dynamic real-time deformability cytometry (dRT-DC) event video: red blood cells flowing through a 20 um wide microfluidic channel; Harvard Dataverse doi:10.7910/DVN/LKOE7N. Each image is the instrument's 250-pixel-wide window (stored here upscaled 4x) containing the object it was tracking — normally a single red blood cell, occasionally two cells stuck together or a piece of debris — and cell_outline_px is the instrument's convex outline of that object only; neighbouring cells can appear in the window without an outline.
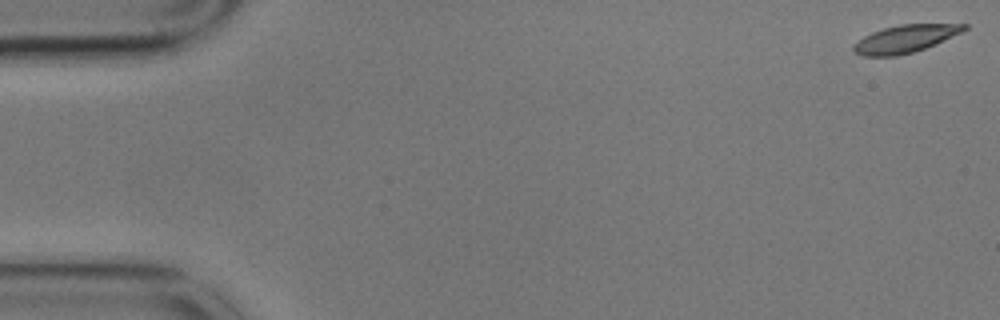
{"species": "common noctule bat (a hibernating species)", "species_latin": "Nyctalus noctula", "temperature_condition": "cold", "stored_images_in_passage": 57, "camera_frame_rate_fps": 3000, "um_per_image_px": 0.085, "animal": {"sex": "male", "body_mass_g": 17.9}, "frame": {"image": 1, "passage_image": 1, "time_ms": 0.0, "image_size_px": [1000, 320], "cell_outline_px": [[968, 28], [960, 32], [924, 48], [912, 52], [896, 56], [864, 56], [856, 52], [852, 48], [864, 36], [872, 32], [884, 28], [900, 24], [968, 24]], "centroid_in_image_um": [76.92, 3.29], "position_along_channel_um": 8.1, "area_um2": 17.22}}
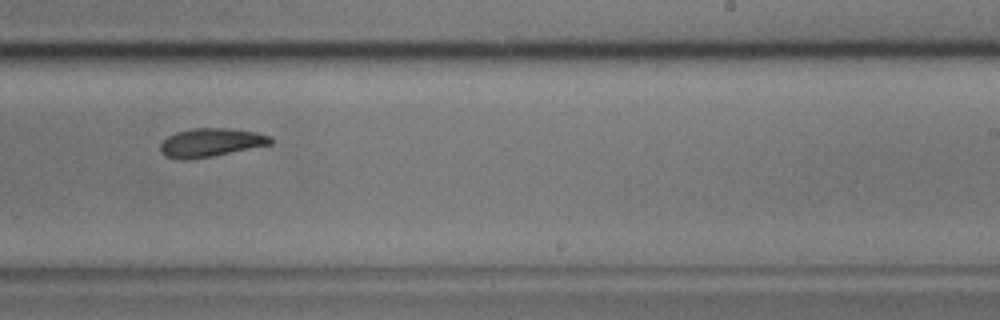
{"frame": {"image": 2, "passage_image": 35, "time_ms": 11.333, "image_size_px": [1000, 320], "cell_outline_px": [[272, 144], [212, 156], [188, 160], [180, 160], [164, 156], [160, 152], [160, 144], [168, 136], [176, 132], [192, 128], [228, 128], [256, 132], [272, 136]], "centroid_in_image_um": [17.89, 12.12], "position_along_channel_um": 271.1, "area_um2": 18.44}}
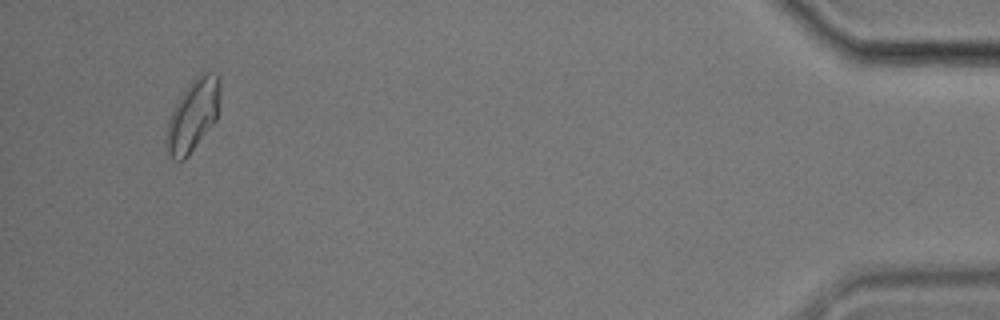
{"frame": {"image": 3, "passage_image": 54, "time_ms": 17.667, "image_size_px": [1000, 320], "cell_outline_px": [[220, 88], [216, 120], [188, 156], [184, 160], [176, 160], [168, 152], [164, 144], [164, 140], [168, 120], [172, 108], [180, 96], [192, 80], [200, 72], [208, 72], [220, 76]], "centroid_in_image_um": [16.37, 9.79], "position_along_channel_um": 418.8, "area_um2": 22.48}, "authors_computed_cell_mechanics": {"area_um2": 18.6694, "velocity_mm_per_s": 3.5082, "shape_relaxation_time_tau1_ms": 5.898, "shape_relaxation_time_tau2_ms": 7.818, "deformation_change_tau1": 0.1565, "deformation_change_tau2": 0.1551}}